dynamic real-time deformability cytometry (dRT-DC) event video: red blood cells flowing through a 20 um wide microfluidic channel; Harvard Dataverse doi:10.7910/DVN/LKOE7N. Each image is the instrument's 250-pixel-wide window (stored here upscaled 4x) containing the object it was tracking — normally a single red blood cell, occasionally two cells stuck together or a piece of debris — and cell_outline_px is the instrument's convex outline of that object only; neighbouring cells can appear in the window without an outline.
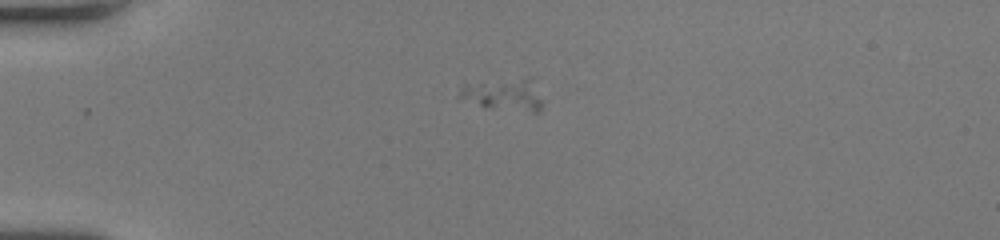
{"species": "human", "species_latin": "Homo sapiens", "temperature_condition": "room temperature", "stored_images_in_passage": 41, "camera_frame_rate_fps": 3000, "um_per_image_px": 0.085, "donor": {"sex": "female"}, "frame": {"image": 1, "passage_image": 1, "time_ms": 0.0, "image_size_px": [1000, 240], "cell_outline_px": [[544, 108], [540, 112], [532, 112], [492, 108], [480, 104], [460, 96], [460, 88], [464, 84], [528, 76], [532, 76], [544, 100]], "centroid_in_image_um": [43.02, 8.01], "position_along_channel_um": 42.0, "area_um2": 15.78}}
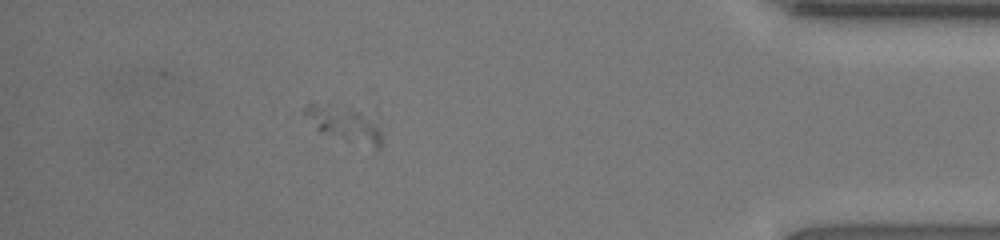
{"frame": {"image": 2, "passage_image": 36, "time_ms": 11.667, "image_size_px": [1000, 240], "cell_outline_px": [[380, 148], [376, 148], [320, 132], [316, 128], [304, 112], [304, 108], [312, 100], [376, 108], [380, 112]], "centroid_in_image_um": [29.44, 10.34], "position_along_channel_um": 405.8, "area_um2": 17.8}}